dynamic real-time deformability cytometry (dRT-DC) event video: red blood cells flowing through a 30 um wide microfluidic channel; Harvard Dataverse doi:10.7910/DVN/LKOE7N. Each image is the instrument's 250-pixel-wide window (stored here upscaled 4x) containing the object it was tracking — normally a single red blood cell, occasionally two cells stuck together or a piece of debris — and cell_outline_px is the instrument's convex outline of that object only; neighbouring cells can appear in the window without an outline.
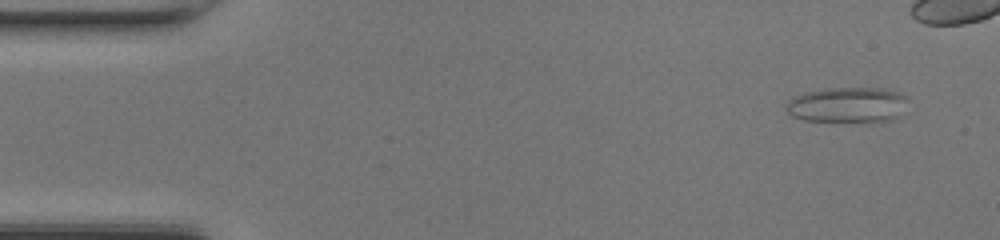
{"species": "common noctule bat (a hibernating species)", "species_latin": "Nyctalus noctula", "temperature_condition": "room temperature", "stored_images_in_passage": 15, "camera_frame_rate_fps": 3000, "um_per_image_px": 0.085, "animal": {"sex": "female", "body_mass_g": 17.0, "forearm_length_mm": 48.0}, "frame": {"image": 1, "passage_image": 3, "time_ms": 0.667, "image_size_px": [1000, 240], "cell_outline_px": [[912, 100], [900, 116], [892, 120], [804, 120], [792, 116], [784, 108], [784, 104], [788, 100], [804, 92], [828, 88], [880, 88], [900, 92], [908, 96]], "centroid_in_image_um": [72.1, 8.88], "position_along_channel_um": 12.9, "area_um2": 25.2}}